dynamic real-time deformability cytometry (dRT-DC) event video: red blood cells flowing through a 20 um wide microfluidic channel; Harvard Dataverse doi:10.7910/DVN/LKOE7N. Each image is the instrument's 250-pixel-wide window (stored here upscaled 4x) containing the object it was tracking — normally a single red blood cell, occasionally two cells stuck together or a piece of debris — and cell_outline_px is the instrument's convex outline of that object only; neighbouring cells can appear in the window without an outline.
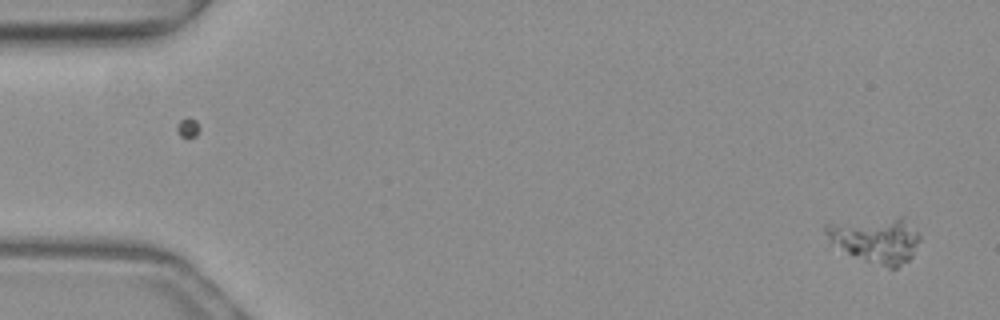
{"species": "common noctule bat (a hibernating species)", "species_latin": "Nyctalus noctula", "temperature_condition": "warm", "stored_images_in_passage": 52, "camera_frame_rate_fps": 3000, "um_per_image_px": 0.085, "animal": {"sex": "female", "body_mass_g": 19.3, "forearm_length_mm": 54.1}, "frame": {"image": 1, "passage_image": 2, "time_ms": 0.333, "image_size_px": [1000, 320], "cell_outline_px": [[920, 240], [912, 256], [908, 260], [896, 268], [888, 268], [852, 256], [832, 240], [824, 232], [824, 224], [900, 216], [904, 216], [920, 236]], "centroid_in_image_um": [74.51, 20.38], "position_along_channel_um": 10.5, "area_um2": 24.62}}
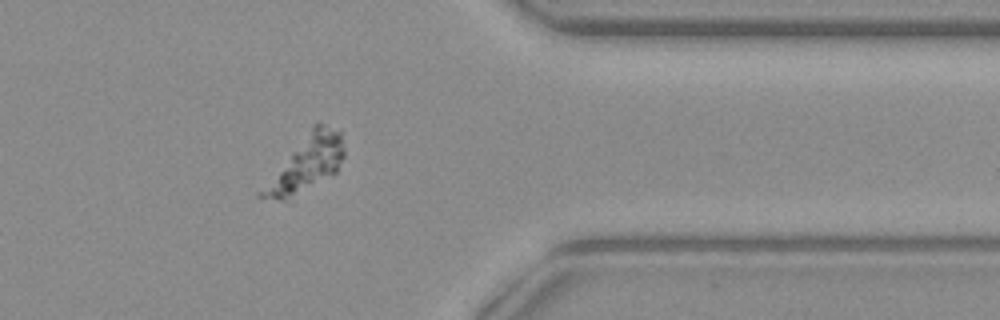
{"frame": {"image": 2, "passage_image": 42, "time_ms": 13.667, "image_size_px": [1000, 320], "cell_outline_px": [[344, 156], [336, 172], [284, 200], [280, 200], [256, 196], [256, 192], [312, 124], [316, 120], [340, 132], [344, 148]], "centroid_in_image_um": [25.98, 13.87], "position_along_channel_um": 385.4, "area_um2": 26.13}}
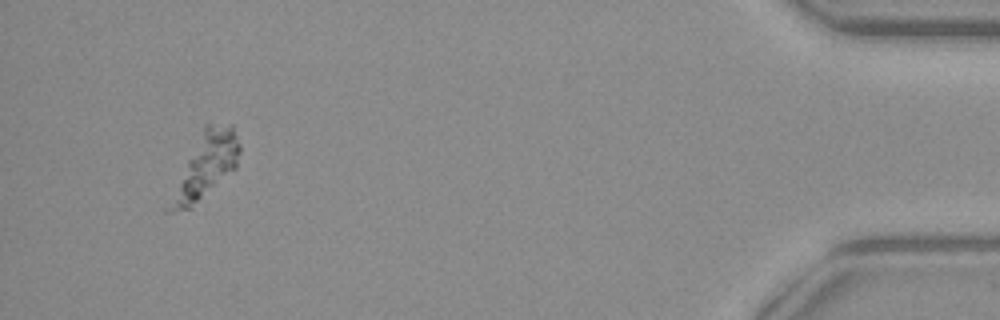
{"frame": {"image": 3, "passage_image": 49, "time_ms": 16.0, "image_size_px": [1000, 320], "cell_outline_px": [[240, 152], [236, 168], [192, 208], [172, 212], [164, 212], [164, 208], [204, 124], [232, 124], [240, 144]], "centroid_in_image_um": [17.47, 14.13], "position_along_channel_um": 417.7, "area_um2": 26.18}}